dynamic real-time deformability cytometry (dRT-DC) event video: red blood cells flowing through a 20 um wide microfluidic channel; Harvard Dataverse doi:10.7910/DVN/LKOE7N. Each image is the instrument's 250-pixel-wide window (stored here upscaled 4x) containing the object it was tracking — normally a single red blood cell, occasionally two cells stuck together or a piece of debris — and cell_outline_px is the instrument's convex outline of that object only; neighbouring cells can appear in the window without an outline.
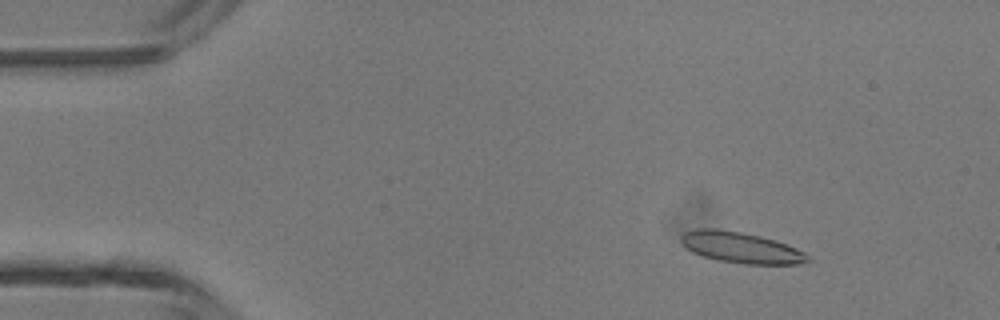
{"species": "common noctule bat (a hibernating species)", "species_latin": "Nyctalus noctula", "temperature_condition": "room temperature", "stored_images_in_passage": 3, "camera_frame_rate_fps": 3000, "um_per_image_px": 0.085, "animal": {"sex": "male", "body_mass_g": 13.3}, "frame": {"image": 1, "passage_image": 1, "time_ms": 0.0, "image_size_px": [1000, 320], "cell_outline_px": [[812, 260], [796, 264], [744, 264], [716, 260], [692, 252], [680, 240], [680, 236], [684, 232], [696, 228], [716, 228], [740, 232], [760, 236], [776, 240], [796, 248], [804, 252]], "centroid_in_image_um": [62.97, 21.04], "position_along_channel_um": 22.0, "area_um2": 22.83}}